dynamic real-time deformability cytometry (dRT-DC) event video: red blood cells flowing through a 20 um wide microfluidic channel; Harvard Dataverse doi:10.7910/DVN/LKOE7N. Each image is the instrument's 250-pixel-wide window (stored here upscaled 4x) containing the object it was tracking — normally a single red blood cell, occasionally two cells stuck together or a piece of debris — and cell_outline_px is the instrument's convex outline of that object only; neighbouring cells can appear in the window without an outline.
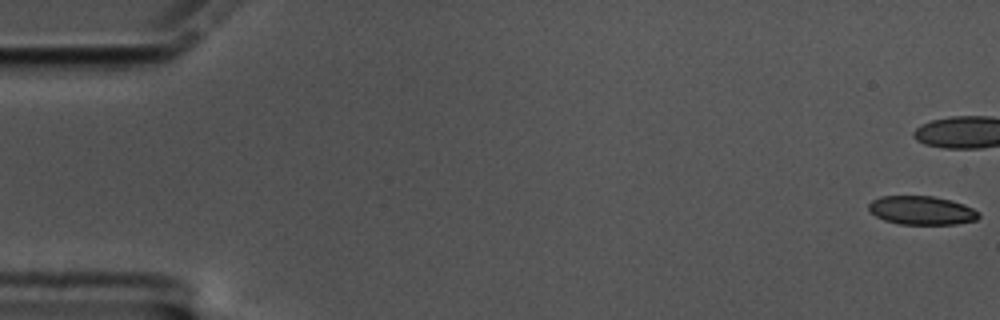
{"species": "common noctule bat (a hibernating species)", "species_latin": "Nyctalus noctula", "temperature_condition": "cold", "stored_images_in_passage": 47, "camera_frame_rate_fps": 3000, "um_per_image_px": 0.085, "animal": {"sex": "male", "body_mass_g": 17.5, "forearm_length_mm": 52.3}, "frame": {"image": 1, "passage_image": 1, "time_ms": 0.0, "image_size_px": [1000, 320], "cell_outline_px": [[980, 216], [976, 220], [956, 224], [900, 224], [884, 220], [876, 216], [868, 208], [868, 204], [872, 200], [880, 196], [932, 196], [964, 204], [980, 212]], "centroid_in_image_um": [78.34, 17.88], "position_along_channel_um": 6.7, "area_um2": 18.32}}